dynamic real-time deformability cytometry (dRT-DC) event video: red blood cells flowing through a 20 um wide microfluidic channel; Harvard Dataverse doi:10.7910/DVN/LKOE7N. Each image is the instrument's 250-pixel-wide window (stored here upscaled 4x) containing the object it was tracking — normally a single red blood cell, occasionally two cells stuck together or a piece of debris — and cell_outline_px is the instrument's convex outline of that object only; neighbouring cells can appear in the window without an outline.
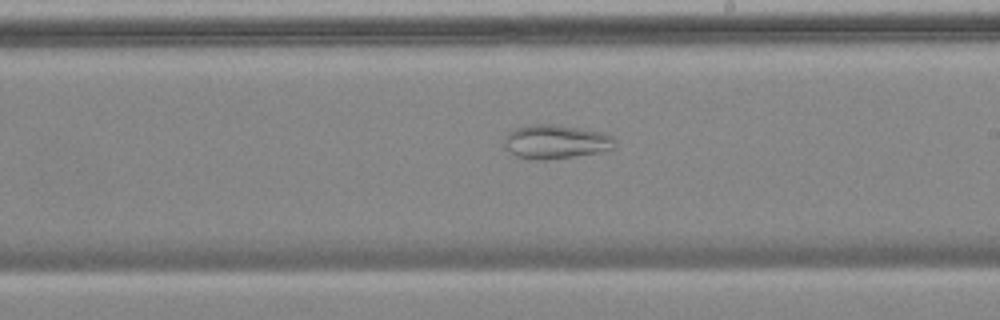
{"species": "common noctule bat (a hibernating species)", "species_latin": "Nyctalus noctula", "temperature_condition": "cold", "stored_images_in_passage": 32, "camera_frame_rate_fps": 3000, "um_per_image_px": 0.085, "animal": {"sex": "female", "body_mass_g": 18.4}, "frame": {"image": 1, "passage_image": 19, "time_ms": 6.0, "image_size_px": [1000, 320], "cell_outline_px": [[616, 148], [600, 152], [544, 160], [536, 160], [516, 156], [504, 144], [504, 136], [508, 132], [516, 128], [536, 124], [552, 124], [580, 128], [604, 132], [612, 136], [616, 140]], "centroid_in_image_um": [47.28, 12.04], "position_along_channel_um": 241.7, "area_um2": 21.85}}
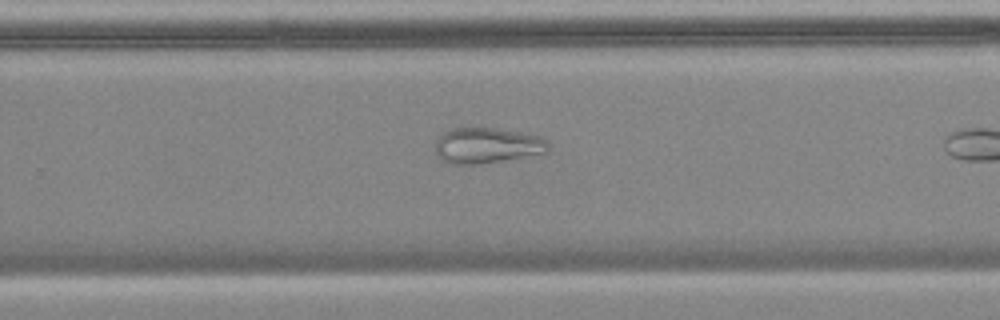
{"frame": {"image": 2, "passage_image": 23, "time_ms": 7.333, "image_size_px": [1000, 320], "cell_outline_px": [[548, 148], [544, 152], [480, 164], [448, 164], [440, 160], [436, 152], [436, 140], [444, 132], [456, 128], [492, 128], [540, 136], [548, 144]], "centroid_in_image_um": [41.31, 12.37], "position_along_channel_um": 288.5, "area_um2": 22.89}}